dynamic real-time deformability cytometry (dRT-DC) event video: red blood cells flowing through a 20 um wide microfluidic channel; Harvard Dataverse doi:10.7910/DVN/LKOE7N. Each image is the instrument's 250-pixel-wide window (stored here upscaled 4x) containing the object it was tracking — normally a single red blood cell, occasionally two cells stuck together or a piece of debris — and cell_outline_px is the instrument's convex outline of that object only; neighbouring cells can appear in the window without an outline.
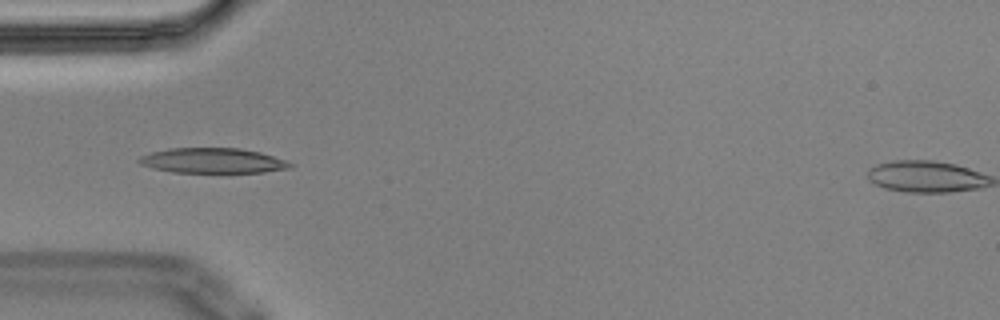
{"species": "Egyptian fruit bat (a non-hibernating species)", "species_latin": "Rousettus aegyptiacus", "temperature_condition": "cold", "stored_images_in_passage": 13, "camera_frame_rate_fps": 3000, "um_per_image_px": 0.085, "animal": {"sex": "male"}, "frame": {"image": 1, "passage_image": 3, "time_ms": 0.667, "image_size_px": [1000, 320], "cell_outline_px": [[292, 164], [288, 168], [264, 172], [172, 172], [152, 168], [140, 164], [136, 160], [140, 156], [152, 152], [168, 148], [240, 148], [260, 152], [284, 160]], "centroid_in_image_um": [18.01, 13.65], "position_along_channel_um": 67.0, "area_um2": 21.91}}
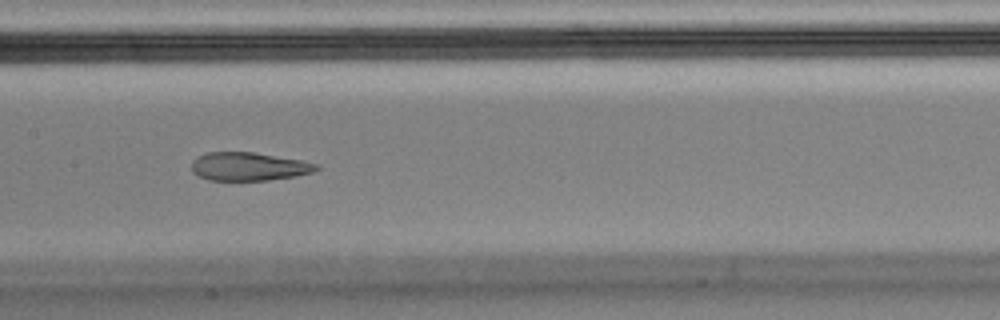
{"frame": {"image": 2, "passage_image": 6, "time_ms": 1.667, "image_size_px": [1000, 320], "cell_outline_px": [[320, 168], [312, 172], [292, 176], [268, 180], [208, 180], [192, 172], [192, 160], [208, 152], [252, 152], [300, 160], [320, 164]], "centroid_in_image_um": [21.14, 14.15], "position_along_channel_um": 186.3, "area_um2": 20.35}}